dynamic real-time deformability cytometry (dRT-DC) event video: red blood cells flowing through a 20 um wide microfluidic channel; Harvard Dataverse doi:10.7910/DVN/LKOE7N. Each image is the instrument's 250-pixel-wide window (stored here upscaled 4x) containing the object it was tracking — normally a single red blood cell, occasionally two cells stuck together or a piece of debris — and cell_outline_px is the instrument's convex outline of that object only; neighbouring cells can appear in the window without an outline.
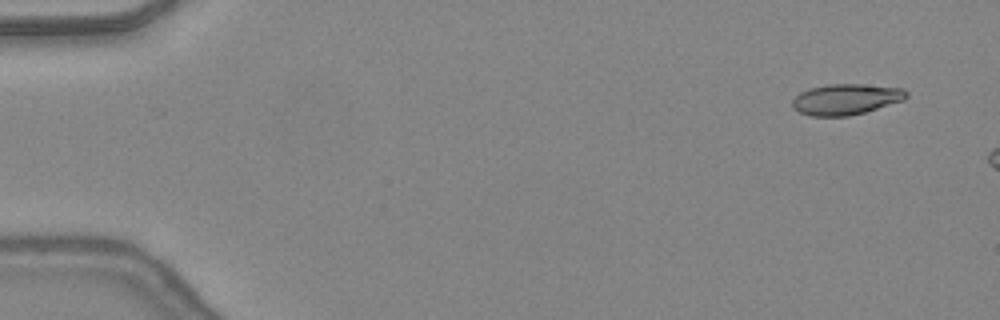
{"species": "common noctule bat (a hibernating species)", "species_latin": "Nyctalus noctula", "temperature_condition": "warm", "stored_images_in_passage": 6, "camera_frame_rate_fps": 3000, "um_per_image_px": 0.085, "animal": {"sex": "female", "body_mass_g": 24.6, "forearm_length_mm": 56.2}, "frame": {"image": 1, "passage_image": 1, "time_ms": 0.0, "image_size_px": [1000, 320], "cell_outline_px": [[908, 96], [904, 100], [864, 112], [848, 116], [812, 116], [800, 112], [792, 108], [792, 100], [800, 92], [808, 88], [828, 84], [860, 84], [904, 88], [908, 92]], "centroid_in_image_um": [71.9, 8.43], "position_along_channel_um": 13.1, "area_um2": 20.52}}